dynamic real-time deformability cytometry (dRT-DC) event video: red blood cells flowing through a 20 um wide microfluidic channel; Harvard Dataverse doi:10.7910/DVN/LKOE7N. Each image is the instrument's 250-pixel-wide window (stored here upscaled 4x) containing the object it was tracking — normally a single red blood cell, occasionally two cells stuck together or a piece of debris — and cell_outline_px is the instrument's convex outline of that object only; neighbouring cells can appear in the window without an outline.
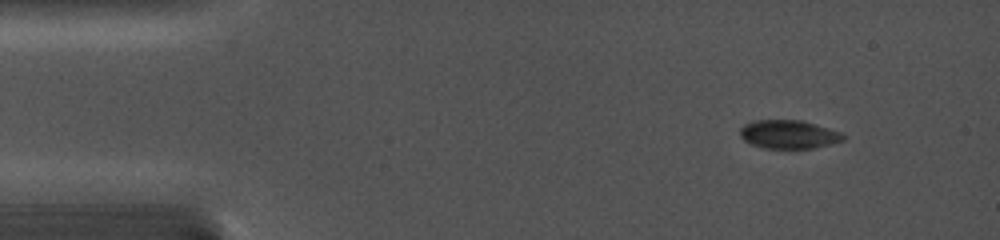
{"species": "common noctule bat (a hibernating species)", "species_latin": "Nyctalus noctula", "temperature_condition": "cold", "stored_images_in_passage": 30, "camera_frame_rate_fps": 5000, "um_per_image_px": 0.085, "animal": {"sex": "female", "body_mass_g": 19.0, "forearm_length_mm": 56.7}, "frame": {"image": 1, "passage_image": 1, "time_ms": 0.0, "image_size_px": [1000, 240], "cell_outline_px": [[848, 136], [844, 140], [812, 148], [764, 148], [752, 144], [744, 140], [740, 136], [740, 128], [744, 124], [752, 120], [800, 120], [816, 124], [840, 132]], "centroid_in_image_um": [67.03, 11.41], "position_along_channel_um": 18.0, "area_um2": 17.11}}
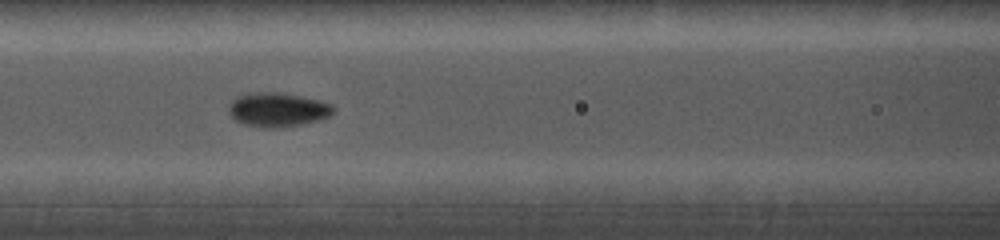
{"frame": {"image": 2, "passage_image": 11, "time_ms": 5.4, "image_size_px": [1000, 240], "cell_outline_px": [[336, 108], [332, 116], [300, 124], [280, 128], [260, 128], [244, 124], [236, 120], [228, 112], [228, 104], [236, 96], [248, 92], [276, 92], [300, 96], [320, 100], [332, 104]], "centroid_in_image_um": [23.59, 9.32], "position_along_channel_um": 143.0, "area_um2": 21.1}}
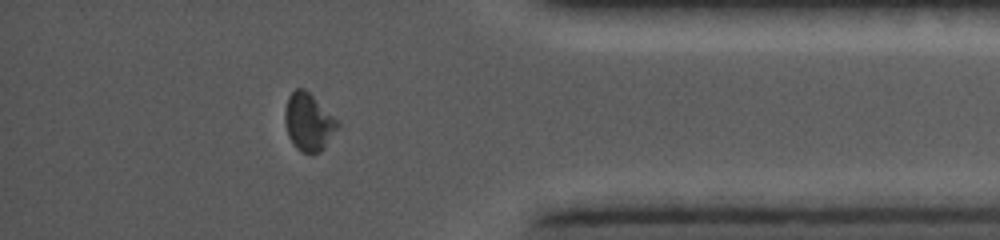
{"frame": {"image": 3, "passage_image": 27, "time_ms": 12.4, "image_size_px": [1000, 240], "cell_outline_px": [[340, 128], [324, 148], [320, 152], [312, 156], [296, 148], [288, 136], [284, 120], [284, 112], [288, 96], [296, 88], [304, 88], [340, 124]], "centroid_in_image_um": [26.22, 10.42], "position_along_channel_um": 409.0, "area_um2": 17.69}}